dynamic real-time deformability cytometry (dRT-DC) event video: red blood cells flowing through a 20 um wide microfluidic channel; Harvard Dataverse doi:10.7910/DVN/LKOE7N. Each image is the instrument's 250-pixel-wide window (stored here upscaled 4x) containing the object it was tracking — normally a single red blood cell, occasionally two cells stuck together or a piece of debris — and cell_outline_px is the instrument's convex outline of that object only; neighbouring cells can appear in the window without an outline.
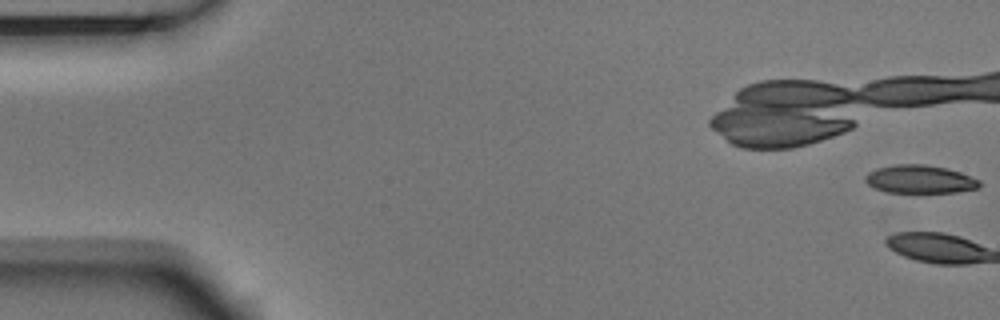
{"species": "Egyptian fruit bat (a non-hibernating species)", "species_latin": "Rousettus aegyptiacus", "temperature_condition": "room temperature", "stored_images_in_passage": 57, "camera_frame_rate_fps": 3000, "um_per_image_px": 0.085, "animal": {"sex": "male"}, "frame": {"image": 1, "passage_image": 1, "time_ms": 0.0, "image_size_px": [1000, 320], "cell_outline_px": [[980, 188], [956, 192], [884, 192], [872, 188], [864, 180], [864, 176], [868, 172], [876, 168], [896, 164], [924, 164], [948, 168], [960, 172], [980, 180]], "centroid_in_image_um": [78.16, 15.23], "position_along_channel_um": 6.8, "area_um2": 18.96}, "authors_computed_cell_mechanics": {"area_um2": 21.2704, "velocity_mm_per_s": 3.711, "shape_relaxation_time_tau1_ms": 2.4296, "shape_relaxation_time_tau2_ms": 2.8657, "deformation_change_tau1": 0.13, "deformation_change_tau2": 0.089}}